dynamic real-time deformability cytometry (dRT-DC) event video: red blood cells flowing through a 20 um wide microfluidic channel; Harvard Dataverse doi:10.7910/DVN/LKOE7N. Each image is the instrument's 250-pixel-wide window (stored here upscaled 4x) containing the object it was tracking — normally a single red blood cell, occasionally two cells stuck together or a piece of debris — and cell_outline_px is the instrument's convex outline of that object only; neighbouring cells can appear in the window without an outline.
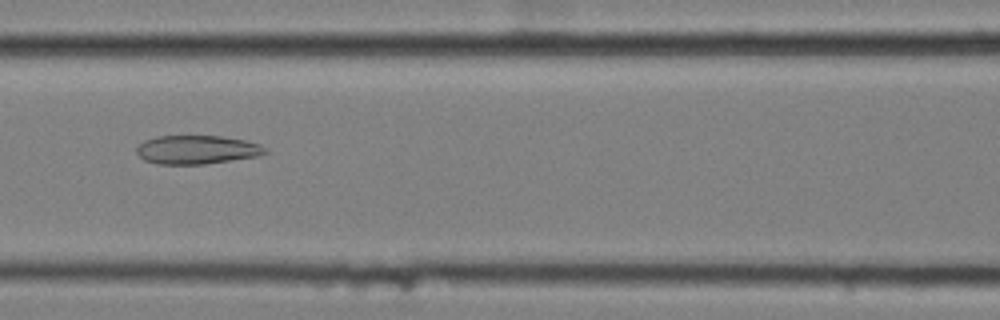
{"species": "common noctule bat (a hibernating species)", "species_latin": "Nyctalus noctula", "temperature_condition": "cold", "stored_images_in_passage": 9, "camera_frame_rate_fps": 3000, "um_per_image_px": 0.085, "animal": {"sex": "female", "body_mass_g": 25.1}, "frame": {"image": 1, "passage_image": 8, "time_ms": 2.333, "image_size_px": [1000, 320], "cell_outline_px": [[268, 152], [260, 156], [204, 164], [160, 164], [144, 160], [136, 152], [136, 148], [144, 140], [156, 136], [220, 136], [244, 140], [260, 144], [268, 148]], "centroid_in_image_um": [16.76, 12.72], "position_along_channel_um": 149.8, "area_um2": 21.56}}
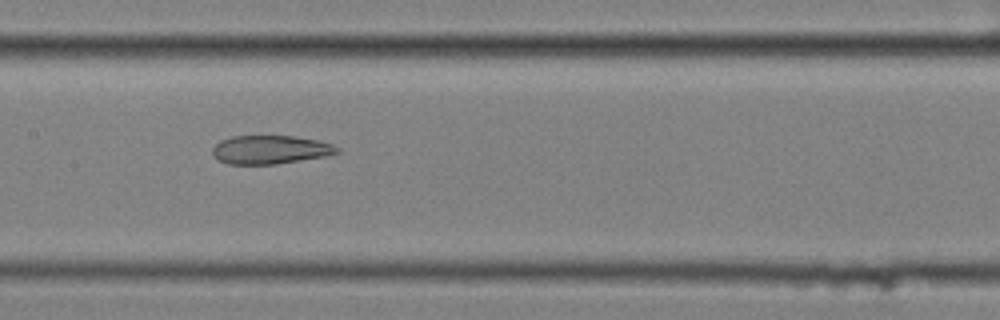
{"frame": {"image": 2, "passage_image": 9, "time_ms": 2.667, "image_size_px": [1000, 320], "cell_outline_px": [[340, 152], [324, 156], [276, 164], [228, 164], [212, 156], [212, 148], [220, 140], [232, 136], [292, 136], [316, 140], [332, 144], [340, 148]], "centroid_in_image_um": [22.94, 12.72], "position_along_channel_um": 184.5, "area_um2": 20.63}}